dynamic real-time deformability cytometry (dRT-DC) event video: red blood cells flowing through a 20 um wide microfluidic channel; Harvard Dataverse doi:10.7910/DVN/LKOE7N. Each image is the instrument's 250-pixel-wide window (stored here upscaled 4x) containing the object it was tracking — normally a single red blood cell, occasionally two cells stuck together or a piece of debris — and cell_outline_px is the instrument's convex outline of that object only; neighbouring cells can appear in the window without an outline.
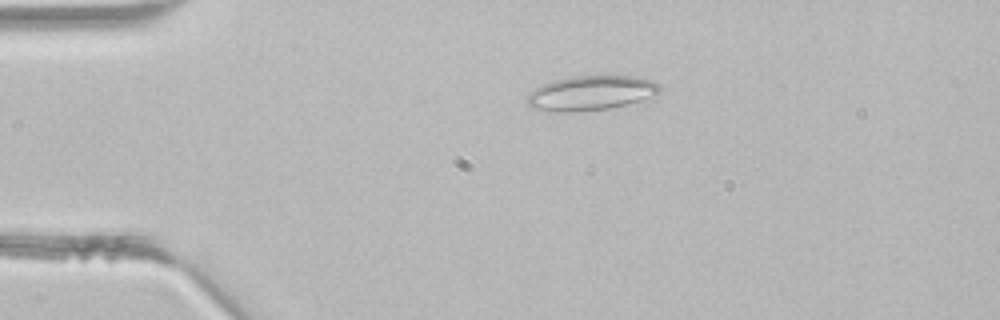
{"species": "common noctule bat (a hibernating species)", "species_latin": "Nyctalus noctula", "temperature_condition": "room temperature", "stored_images_in_passage": 3, "camera_frame_rate_fps": 3000, "um_per_image_px": 0.085, "animal": {"sex": "male", "body_mass_g": 21.5, "forearm_length_mm": 52.0}, "frame": {"image": 1, "passage_image": 2, "time_ms": 0.333, "image_size_px": [1000, 320], "cell_outline_px": [[660, 92], [624, 104], [608, 108], [572, 112], [548, 112], [528, 108], [528, 96], [536, 88], [544, 84], [556, 80], [572, 76], [636, 76], [652, 80], [660, 84]], "centroid_in_image_um": [50.17, 7.91], "position_along_channel_um": 34.8, "area_um2": 26.36}}